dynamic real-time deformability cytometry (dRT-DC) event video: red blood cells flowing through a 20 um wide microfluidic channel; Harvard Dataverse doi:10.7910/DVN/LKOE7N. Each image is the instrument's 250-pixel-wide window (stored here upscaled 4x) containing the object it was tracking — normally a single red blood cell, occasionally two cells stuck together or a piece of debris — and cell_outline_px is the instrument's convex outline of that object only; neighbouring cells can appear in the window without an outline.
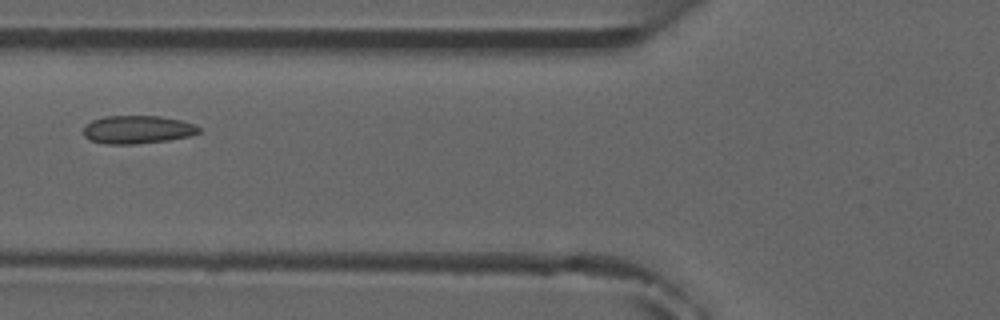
{"species": "common noctule bat (a hibernating species)", "species_latin": "Nyctalus noctula", "temperature_condition": "room temperature", "stored_images_in_passage": 6, "camera_frame_rate_fps": 3000, "um_per_image_px": 0.085, "animal": {"sex": "male", "forearm_length_mm": 52.5}, "frame": {"image": 1, "passage_image": 5, "time_ms": 5.667, "image_size_px": [1000, 320], "cell_outline_px": [[200, 132], [188, 136], [168, 140], [136, 144], [108, 144], [88, 140], [84, 136], [84, 128], [92, 120], [104, 116], [160, 116], [180, 120], [196, 124], [200, 128]], "centroid_in_image_um": [11.68, 11.01], "position_along_channel_um": 114.1, "area_um2": 18.9}}
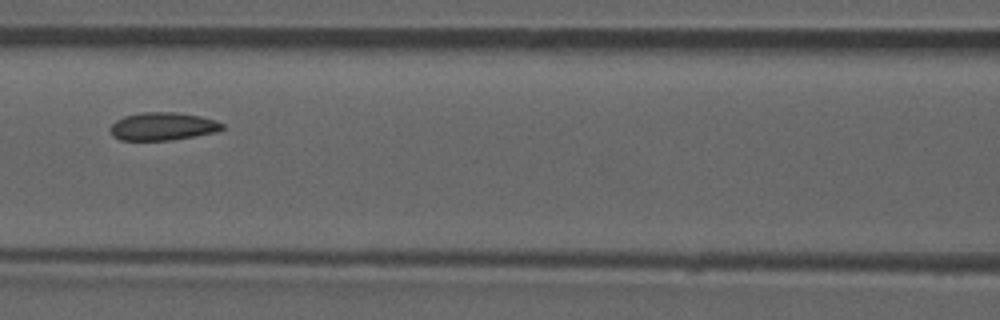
{"frame": {"image": 2, "passage_image": 6, "time_ms": 6.667, "image_size_px": [1000, 320], "cell_outline_px": [[224, 128], [220, 132], [172, 140], [120, 140], [112, 136], [108, 128], [116, 120], [124, 116], [140, 112], [176, 112], [200, 116], [216, 120], [224, 124]], "centroid_in_image_um": [13.85, 10.74], "position_along_channel_um": 152.8, "area_um2": 18.55}}